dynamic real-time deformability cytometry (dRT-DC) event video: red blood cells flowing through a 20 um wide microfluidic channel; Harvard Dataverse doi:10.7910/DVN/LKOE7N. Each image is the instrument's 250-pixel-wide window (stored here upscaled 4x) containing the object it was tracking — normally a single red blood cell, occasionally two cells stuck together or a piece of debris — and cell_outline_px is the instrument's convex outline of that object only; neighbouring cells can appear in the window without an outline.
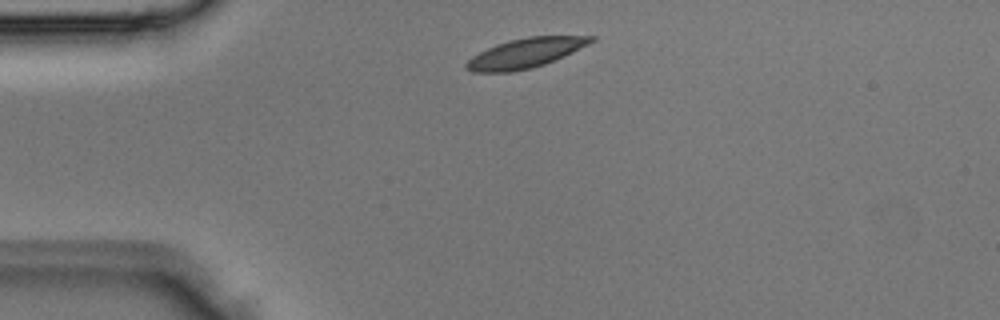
{"species": "Egyptian fruit bat (a non-hibernating species)", "species_latin": "Rousettus aegyptiacus", "temperature_condition": "room temperature", "stored_images_in_passage": 1, "camera_frame_rate_fps": 3000, "um_per_image_px": 0.085, "animal": {"sex": "male"}, "frame": {"image": 1, "passage_image": 1, "time_ms": 0.0, "image_size_px": [1000, 320], "cell_outline_px": [[596, 40], [564, 56], [544, 64], [532, 68], [512, 72], [472, 72], [464, 68], [464, 64], [472, 56], [496, 44], [508, 40], [528, 36], [596, 36]], "centroid_in_image_um": [44.63, 4.51], "position_along_channel_um": 40.4, "area_um2": 21.5}}